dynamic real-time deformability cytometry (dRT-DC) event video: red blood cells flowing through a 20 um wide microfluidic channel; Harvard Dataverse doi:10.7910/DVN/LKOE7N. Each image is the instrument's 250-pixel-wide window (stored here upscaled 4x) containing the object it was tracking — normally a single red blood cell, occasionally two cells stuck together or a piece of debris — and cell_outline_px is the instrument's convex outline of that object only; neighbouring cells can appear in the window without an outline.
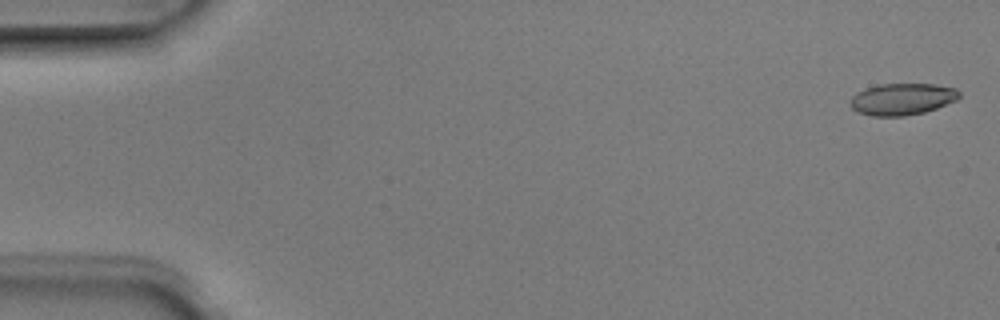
{"species": "Egyptian fruit bat (a non-hibernating species)", "species_latin": "Rousettus aegyptiacus", "temperature_condition": "room temperature", "stored_images_in_passage": 4, "camera_frame_rate_fps": 3000, "um_per_image_px": 0.085, "animal": {"sex": "male"}, "frame": {"image": 1, "passage_image": 1, "time_ms": 0.0, "image_size_px": [1000, 320], "cell_outline_px": [[960, 96], [956, 100], [936, 108], [924, 112], [904, 116], [872, 116], [856, 112], [848, 104], [852, 96], [856, 92], [864, 88], [880, 84], [932, 84], [956, 88], [960, 92]], "centroid_in_image_um": [76.64, 8.42], "position_along_channel_um": 8.4, "area_um2": 20.29}}
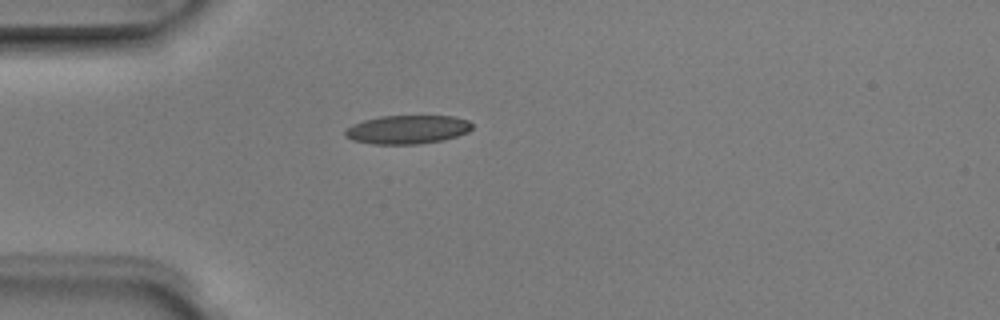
{"frame": {"image": 2, "passage_image": 4, "time_ms": 1.0, "image_size_px": [1000, 320], "cell_outline_px": [[472, 128], [468, 132], [444, 140], [416, 144], [372, 144], [352, 140], [344, 136], [344, 128], [352, 124], [364, 120], [380, 116], [452, 116], [468, 120], [472, 124]], "centroid_in_image_um": [34.59, 11.01], "position_along_channel_um": 50.4, "area_um2": 21.33}}